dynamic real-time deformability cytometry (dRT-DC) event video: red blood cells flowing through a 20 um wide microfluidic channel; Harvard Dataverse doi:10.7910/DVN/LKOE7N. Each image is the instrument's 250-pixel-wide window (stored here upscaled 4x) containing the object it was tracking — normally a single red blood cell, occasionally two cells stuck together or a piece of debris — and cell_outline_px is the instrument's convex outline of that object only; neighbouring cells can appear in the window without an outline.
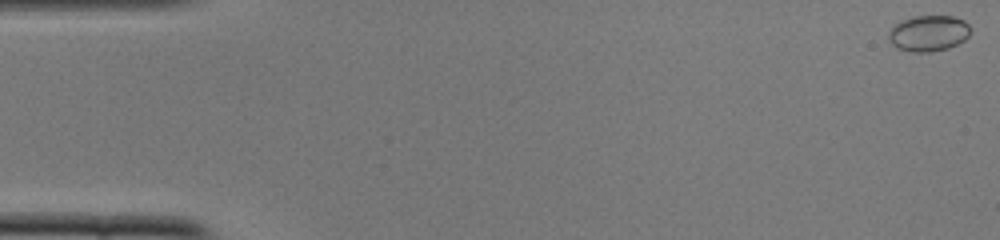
{"species": "common noctule bat (a hibernating species)", "species_latin": "Nyctalus noctula", "temperature_condition": "cold", "stored_images_in_passage": 51, "camera_frame_rate_fps": 3000, "um_per_image_px": 0.085, "animal": {"sex": "female", "body_mass_g": 22.0, "forearm_length_mm": 56.7}, "frame": {"image": 1, "passage_image": 1, "time_ms": 0.0, "image_size_px": [1000, 240], "cell_outline_px": [[972, 28], [968, 36], [964, 40], [948, 48], [928, 52], [908, 52], [896, 48], [888, 40], [888, 32], [896, 24], [904, 20], [916, 16], [952, 16], [964, 20]], "centroid_in_image_um": [78.92, 2.84], "position_along_channel_um": 6.1, "area_um2": 17.17}}
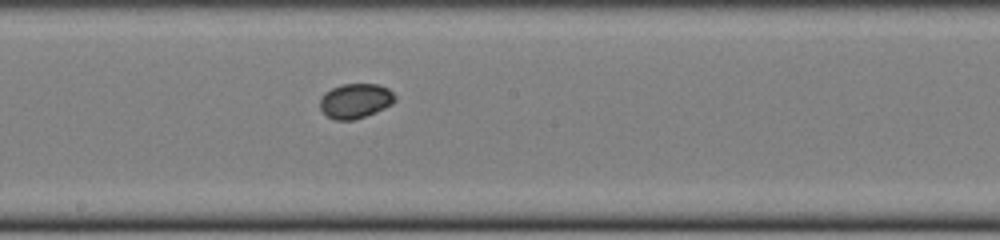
{"frame": {"image": 2, "passage_image": 28, "time_ms": 9.0, "image_size_px": [1000, 240], "cell_outline_px": [[396, 100], [392, 104], [376, 112], [352, 120], [336, 120], [328, 116], [320, 108], [320, 96], [324, 92], [340, 84], [380, 84], [388, 88], [396, 96]], "centroid_in_image_um": [30.21, 8.55], "position_along_channel_um": 218.0, "area_um2": 15.26}}
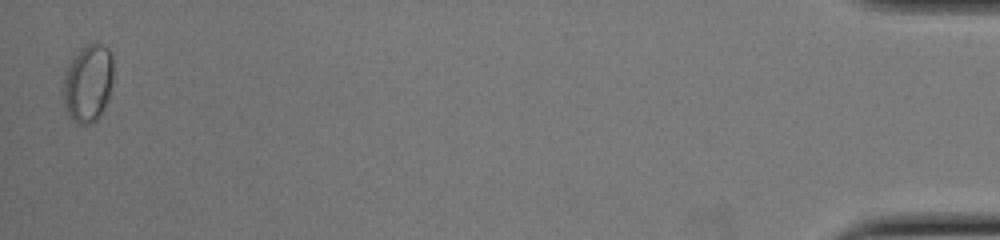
{"frame": {"image": 3, "passage_image": 51, "time_ms": 16.667, "image_size_px": [1000, 240], "cell_outline_px": [[112, 80], [108, 100], [104, 108], [96, 120], [88, 124], [80, 124], [68, 116], [60, 92], [64, 76], [72, 56], [84, 44], [100, 44], [108, 48], [112, 52]], "centroid_in_image_um": [7.45, 7.06], "position_along_channel_um": 427.8, "area_um2": 23.06}, "authors_computed_cell_mechanics": {"area_um2": 15.606, "velocity_mm_per_s": 3.9135, "shape_relaxation_time_tau1_ms": 6.5161, "shape_relaxation_time_tau2_ms": 1.6022, "deformation_change_tau1": 0.079, "deformation_change_tau2": 0.0166}}